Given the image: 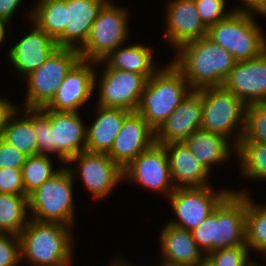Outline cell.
Returning <instances> with one entry per match:
<instances>
[{"instance_id": "cell-1", "label": "cell", "mask_w": 266, "mask_h": 266, "mask_svg": "<svg viewBox=\"0 0 266 266\" xmlns=\"http://www.w3.org/2000/svg\"><path fill=\"white\" fill-rule=\"evenodd\" d=\"M79 114V111L31 108V122L37 139L38 154H56L59 160L66 164L71 157L86 151L87 126Z\"/></svg>"}, {"instance_id": "cell-2", "label": "cell", "mask_w": 266, "mask_h": 266, "mask_svg": "<svg viewBox=\"0 0 266 266\" xmlns=\"http://www.w3.org/2000/svg\"><path fill=\"white\" fill-rule=\"evenodd\" d=\"M246 210L247 194L230 191L208 217L190 231L205 256L217 249L246 246Z\"/></svg>"}, {"instance_id": "cell-3", "label": "cell", "mask_w": 266, "mask_h": 266, "mask_svg": "<svg viewBox=\"0 0 266 266\" xmlns=\"http://www.w3.org/2000/svg\"><path fill=\"white\" fill-rule=\"evenodd\" d=\"M176 54L172 63L182 72L192 90L222 86L237 62L207 36L184 43Z\"/></svg>"}, {"instance_id": "cell-4", "label": "cell", "mask_w": 266, "mask_h": 266, "mask_svg": "<svg viewBox=\"0 0 266 266\" xmlns=\"http://www.w3.org/2000/svg\"><path fill=\"white\" fill-rule=\"evenodd\" d=\"M72 228L65 224L29 219L19 234L21 261L31 266H71Z\"/></svg>"}, {"instance_id": "cell-5", "label": "cell", "mask_w": 266, "mask_h": 266, "mask_svg": "<svg viewBox=\"0 0 266 266\" xmlns=\"http://www.w3.org/2000/svg\"><path fill=\"white\" fill-rule=\"evenodd\" d=\"M191 90L182 72L170 62L147 80L136 112L156 131Z\"/></svg>"}, {"instance_id": "cell-6", "label": "cell", "mask_w": 266, "mask_h": 266, "mask_svg": "<svg viewBox=\"0 0 266 266\" xmlns=\"http://www.w3.org/2000/svg\"><path fill=\"white\" fill-rule=\"evenodd\" d=\"M254 15L232 11L208 28L207 37L227 50L237 62L254 59L266 50V36Z\"/></svg>"}, {"instance_id": "cell-7", "label": "cell", "mask_w": 266, "mask_h": 266, "mask_svg": "<svg viewBox=\"0 0 266 266\" xmlns=\"http://www.w3.org/2000/svg\"><path fill=\"white\" fill-rule=\"evenodd\" d=\"M75 178L66 167L28 196L29 214L31 219L39 222L65 224L73 228L74 202L73 182Z\"/></svg>"}, {"instance_id": "cell-8", "label": "cell", "mask_w": 266, "mask_h": 266, "mask_svg": "<svg viewBox=\"0 0 266 266\" xmlns=\"http://www.w3.org/2000/svg\"><path fill=\"white\" fill-rule=\"evenodd\" d=\"M202 104L201 128L230 138L236 147L244 133L246 105L223 86L203 88Z\"/></svg>"}, {"instance_id": "cell-9", "label": "cell", "mask_w": 266, "mask_h": 266, "mask_svg": "<svg viewBox=\"0 0 266 266\" xmlns=\"http://www.w3.org/2000/svg\"><path fill=\"white\" fill-rule=\"evenodd\" d=\"M80 60L79 50L58 47L39 68L25 77L28 86L23 106L46 107L67 74Z\"/></svg>"}, {"instance_id": "cell-10", "label": "cell", "mask_w": 266, "mask_h": 266, "mask_svg": "<svg viewBox=\"0 0 266 266\" xmlns=\"http://www.w3.org/2000/svg\"><path fill=\"white\" fill-rule=\"evenodd\" d=\"M128 9L106 3L92 24L90 35L79 49L81 60L99 62L129 38Z\"/></svg>"}, {"instance_id": "cell-11", "label": "cell", "mask_w": 266, "mask_h": 266, "mask_svg": "<svg viewBox=\"0 0 266 266\" xmlns=\"http://www.w3.org/2000/svg\"><path fill=\"white\" fill-rule=\"evenodd\" d=\"M230 191L222 189L216 192L211 185L175 188L169 196V202L177 218L168 221V224L191 231L208 217Z\"/></svg>"}, {"instance_id": "cell-12", "label": "cell", "mask_w": 266, "mask_h": 266, "mask_svg": "<svg viewBox=\"0 0 266 266\" xmlns=\"http://www.w3.org/2000/svg\"><path fill=\"white\" fill-rule=\"evenodd\" d=\"M67 167L72 176L80 175L84 186L95 200L104 199L123 180V169L106 153L82 151L71 157Z\"/></svg>"}, {"instance_id": "cell-13", "label": "cell", "mask_w": 266, "mask_h": 266, "mask_svg": "<svg viewBox=\"0 0 266 266\" xmlns=\"http://www.w3.org/2000/svg\"><path fill=\"white\" fill-rule=\"evenodd\" d=\"M97 64L104 65V69L98 82L96 105L136 112L148 79L135 72L109 68L102 61Z\"/></svg>"}, {"instance_id": "cell-14", "label": "cell", "mask_w": 266, "mask_h": 266, "mask_svg": "<svg viewBox=\"0 0 266 266\" xmlns=\"http://www.w3.org/2000/svg\"><path fill=\"white\" fill-rule=\"evenodd\" d=\"M123 180H131L154 193L170 196L175 190L166 149L154 143L123 169Z\"/></svg>"}, {"instance_id": "cell-15", "label": "cell", "mask_w": 266, "mask_h": 266, "mask_svg": "<svg viewBox=\"0 0 266 266\" xmlns=\"http://www.w3.org/2000/svg\"><path fill=\"white\" fill-rule=\"evenodd\" d=\"M96 62L80 60L67 74L46 106L54 111L78 112L90 100L98 80Z\"/></svg>"}, {"instance_id": "cell-16", "label": "cell", "mask_w": 266, "mask_h": 266, "mask_svg": "<svg viewBox=\"0 0 266 266\" xmlns=\"http://www.w3.org/2000/svg\"><path fill=\"white\" fill-rule=\"evenodd\" d=\"M222 86L246 106L266 102V50L254 59L236 62Z\"/></svg>"}, {"instance_id": "cell-17", "label": "cell", "mask_w": 266, "mask_h": 266, "mask_svg": "<svg viewBox=\"0 0 266 266\" xmlns=\"http://www.w3.org/2000/svg\"><path fill=\"white\" fill-rule=\"evenodd\" d=\"M202 89L191 90L166 121L155 131V143L184 142L202 125Z\"/></svg>"}, {"instance_id": "cell-18", "label": "cell", "mask_w": 266, "mask_h": 266, "mask_svg": "<svg viewBox=\"0 0 266 266\" xmlns=\"http://www.w3.org/2000/svg\"><path fill=\"white\" fill-rule=\"evenodd\" d=\"M154 143L155 131L139 113L131 112L124 119L108 155L124 169Z\"/></svg>"}, {"instance_id": "cell-19", "label": "cell", "mask_w": 266, "mask_h": 266, "mask_svg": "<svg viewBox=\"0 0 266 266\" xmlns=\"http://www.w3.org/2000/svg\"><path fill=\"white\" fill-rule=\"evenodd\" d=\"M166 5L164 37L175 50L184 43L207 36L208 28L200 18L194 0H170Z\"/></svg>"}, {"instance_id": "cell-20", "label": "cell", "mask_w": 266, "mask_h": 266, "mask_svg": "<svg viewBox=\"0 0 266 266\" xmlns=\"http://www.w3.org/2000/svg\"><path fill=\"white\" fill-rule=\"evenodd\" d=\"M33 29L9 49L8 57L18 76L26 77L39 68L59 47L34 22Z\"/></svg>"}, {"instance_id": "cell-21", "label": "cell", "mask_w": 266, "mask_h": 266, "mask_svg": "<svg viewBox=\"0 0 266 266\" xmlns=\"http://www.w3.org/2000/svg\"><path fill=\"white\" fill-rule=\"evenodd\" d=\"M160 231L162 266H193L205 255L197 246L189 230L166 223Z\"/></svg>"}, {"instance_id": "cell-22", "label": "cell", "mask_w": 266, "mask_h": 266, "mask_svg": "<svg viewBox=\"0 0 266 266\" xmlns=\"http://www.w3.org/2000/svg\"><path fill=\"white\" fill-rule=\"evenodd\" d=\"M105 4L103 0H66L67 24L63 31L64 48L79 50L84 46L93 22Z\"/></svg>"}, {"instance_id": "cell-23", "label": "cell", "mask_w": 266, "mask_h": 266, "mask_svg": "<svg viewBox=\"0 0 266 266\" xmlns=\"http://www.w3.org/2000/svg\"><path fill=\"white\" fill-rule=\"evenodd\" d=\"M163 146L166 149L175 188L204 187L209 185L208 178L210 172L193 157L184 142L167 143Z\"/></svg>"}, {"instance_id": "cell-24", "label": "cell", "mask_w": 266, "mask_h": 266, "mask_svg": "<svg viewBox=\"0 0 266 266\" xmlns=\"http://www.w3.org/2000/svg\"><path fill=\"white\" fill-rule=\"evenodd\" d=\"M97 107V117L86 129V151L108 154L124 119L131 113L124 109Z\"/></svg>"}, {"instance_id": "cell-25", "label": "cell", "mask_w": 266, "mask_h": 266, "mask_svg": "<svg viewBox=\"0 0 266 266\" xmlns=\"http://www.w3.org/2000/svg\"><path fill=\"white\" fill-rule=\"evenodd\" d=\"M184 143L191 151L193 157L201 163L209 172L213 164H221L236 152V147L231 149L229 140L215 132L198 129L191 134ZM232 150H234L232 152Z\"/></svg>"}, {"instance_id": "cell-26", "label": "cell", "mask_w": 266, "mask_h": 266, "mask_svg": "<svg viewBox=\"0 0 266 266\" xmlns=\"http://www.w3.org/2000/svg\"><path fill=\"white\" fill-rule=\"evenodd\" d=\"M153 52V48L143 44H123L101 61L109 68L135 72L149 79L158 70L153 61Z\"/></svg>"}, {"instance_id": "cell-27", "label": "cell", "mask_w": 266, "mask_h": 266, "mask_svg": "<svg viewBox=\"0 0 266 266\" xmlns=\"http://www.w3.org/2000/svg\"><path fill=\"white\" fill-rule=\"evenodd\" d=\"M19 107H16L7 117L0 137L27 157L38 154V145L33 123L31 122V108H25L22 118L17 117ZM25 114V115H24ZM24 115V117H23Z\"/></svg>"}, {"instance_id": "cell-28", "label": "cell", "mask_w": 266, "mask_h": 266, "mask_svg": "<svg viewBox=\"0 0 266 266\" xmlns=\"http://www.w3.org/2000/svg\"><path fill=\"white\" fill-rule=\"evenodd\" d=\"M29 11L30 20L63 47V31L66 27V0H36Z\"/></svg>"}, {"instance_id": "cell-29", "label": "cell", "mask_w": 266, "mask_h": 266, "mask_svg": "<svg viewBox=\"0 0 266 266\" xmlns=\"http://www.w3.org/2000/svg\"><path fill=\"white\" fill-rule=\"evenodd\" d=\"M28 196L0 193V233L19 235L28 224Z\"/></svg>"}, {"instance_id": "cell-30", "label": "cell", "mask_w": 266, "mask_h": 266, "mask_svg": "<svg viewBox=\"0 0 266 266\" xmlns=\"http://www.w3.org/2000/svg\"><path fill=\"white\" fill-rule=\"evenodd\" d=\"M231 191L247 194V210L245 217L246 246L248 250L261 252L266 248V205L256 204L244 190Z\"/></svg>"}, {"instance_id": "cell-31", "label": "cell", "mask_w": 266, "mask_h": 266, "mask_svg": "<svg viewBox=\"0 0 266 266\" xmlns=\"http://www.w3.org/2000/svg\"><path fill=\"white\" fill-rule=\"evenodd\" d=\"M235 154L239 158L242 176L252 180L266 179V144L239 142Z\"/></svg>"}, {"instance_id": "cell-32", "label": "cell", "mask_w": 266, "mask_h": 266, "mask_svg": "<svg viewBox=\"0 0 266 266\" xmlns=\"http://www.w3.org/2000/svg\"><path fill=\"white\" fill-rule=\"evenodd\" d=\"M53 166L48 155L36 154L26 158L21 170L27 196L60 170L59 168L53 169Z\"/></svg>"}, {"instance_id": "cell-33", "label": "cell", "mask_w": 266, "mask_h": 266, "mask_svg": "<svg viewBox=\"0 0 266 266\" xmlns=\"http://www.w3.org/2000/svg\"><path fill=\"white\" fill-rule=\"evenodd\" d=\"M240 142L266 144V102L246 106L244 133Z\"/></svg>"}, {"instance_id": "cell-34", "label": "cell", "mask_w": 266, "mask_h": 266, "mask_svg": "<svg viewBox=\"0 0 266 266\" xmlns=\"http://www.w3.org/2000/svg\"><path fill=\"white\" fill-rule=\"evenodd\" d=\"M250 252L247 246L222 248L212 251L207 257L215 266H250Z\"/></svg>"}, {"instance_id": "cell-35", "label": "cell", "mask_w": 266, "mask_h": 266, "mask_svg": "<svg viewBox=\"0 0 266 266\" xmlns=\"http://www.w3.org/2000/svg\"><path fill=\"white\" fill-rule=\"evenodd\" d=\"M196 10L204 23L209 28L220 20L226 18L232 10H225L226 0H194Z\"/></svg>"}, {"instance_id": "cell-36", "label": "cell", "mask_w": 266, "mask_h": 266, "mask_svg": "<svg viewBox=\"0 0 266 266\" xmlns=\"http://www.w3.org/2000/svg\"><path fill=\"white\" fill-rule=\"evenodd\" d=\"M20 262L19 235L0 233V266H18Z\"/></svg>"}, {"instance_id": "cell-37", "label": "cell", "mask_w": 266, "mask_h": 266, "mask_svg": "<svg viewBox=\"0 0 266 266\" xmlns=\"http://www.w3.org/2000/svg\"><path fill=\"white\" fill-rule=\"evenodd\" d=\"M0 193L26 195L21 169H0Z\"/></svg>"}, {"instance_id": "cell-38", "label": "cell", "mask_w": 266, "mask_h": 266, "mask_svg": "<svg viewBox=\"0 0 266 266\" xmlns=\"http://www.w3.org/2000/svg\"><path fill=\"white\" fill-rule=\"evenodd\" d=\"M27 156L0 137V169H22Z\"/></svg>"}, {"instance_id": "cell-39", "label": "cell", "mask_w": 266, "mask_h": 266, "mask_svg": "<svg viewBox=\"0 0 266 266\" xmlns=\"http://www.w3.org/2000/svg\"><path fill=\"white\" fill-rule=\"evenodd\" d=\"M243 6H237L231 10L233 12H246L263 15L266 17V0H241Z\"/></svg>"}, {"instance_id": "cell-40", "label": "cell", "mask_w": 266, "mask_h": 266, "mask_svg": "<svg viewBox=\"0 0 266 266\" xmlns=\"http://www.w3.org/2000/svg\"><path fill=\"white\" fill-rule=\"evenodd\" d=\"M23 0H0V21L10 23L16 9Z\"/></svg>"}, {"instance_id": "cell-41", "label": "cell", "mask_w": 266, "mask_h": 266, "mask_svg": "<svg viewBox=\"0 0 266 266\" xmlns=\"http://www.w3.org/2000/svg\"><path fill=\"white\" fill-rule=\"evenodd\" d=\"M17 105L11 103L8 99L0 97V135L5 126V122L9 114L16 108Z\"/></svg>"}, {"instance_id": "cell-42", "label": "cell", "mask_w": 266, "mask_h": 266, "mask_svg": "<svg viewBox=\"0 0 266 266\" xmlns=\"http://www.w3.org/2000/svg\"><path fill=\"white\" fill-rule=\"evenodd\" d=\"M8 22L5 21H0V45H2L3 39L5 40L6 38V33H8L9 31H7V26Z\"/></svg>"}, {"instance_id": "cell-43", "label": "cell", "mask_w": 266, "mask_h": 266, "mask_svg": "<svg viewBox=\"0 0 266 266\" xmlns=\"http://www.w3.org/2000/svg\"><path fill=\"white\" fill-rule=\"evenodd\" d=\"M193 266H215L212 261L205 256L202 260L198 261L195 265Z\"/></svg>"}, {"instance_id": "cell-44", "label": "cell", "mask_w": 266, "mask_h": 266, "mask_svg": "<svg viewBox=\"0 0 266 266\" xmlns=\"http://www.w3.org/2000/svg\"><path fill=\"white\" fill-rule=\"evenodd\" d=\"M124 261V262H123ZM111 266H133L132 264H129L128 262H125V260H113V263L111 264Z\"/></svg>"}, {"instance_id": "cell-45", "label": "cell", "mask_w": 266, "mask_h": 266, "mask_svg": "<svg viewBox=\"0 0 266 266\" xmlns=\"http://www.w3.org/2000/svg\"><path fill=\"white\" fill-rule=\"evenodd\" d=\"M261 253H262V255H265L266 256V248L263 249L259 254H261Z\"/></svg>"}, {"instance_id": "cell-46", "label": "cell", "mask_w": 266, "mask_h": 266, "mask_svg": "<svg viewBox=\"0 0 266 266\" xmlns=\"http://www.w3.org/2000/svg\"><path fill=\"white\" fill-rule=\"evenodd\" d=\"M250 266H260L258 263H255L254 261L252 262V264Z\"/></svg>"}, {"instance_id": "cell-47", "label": "cell", "mask_w": 266, "mask_h": 266, "mask_svg": "<svg viewBox=\"0 0 266 266\" xmlns=\"http://www.w3.org/2000/svg\"><path fill=\"white\" fill-rule=\"evenodd\" d=\"M105 3H113L111 0H103Z\"/></svg>"}]
</instances>
